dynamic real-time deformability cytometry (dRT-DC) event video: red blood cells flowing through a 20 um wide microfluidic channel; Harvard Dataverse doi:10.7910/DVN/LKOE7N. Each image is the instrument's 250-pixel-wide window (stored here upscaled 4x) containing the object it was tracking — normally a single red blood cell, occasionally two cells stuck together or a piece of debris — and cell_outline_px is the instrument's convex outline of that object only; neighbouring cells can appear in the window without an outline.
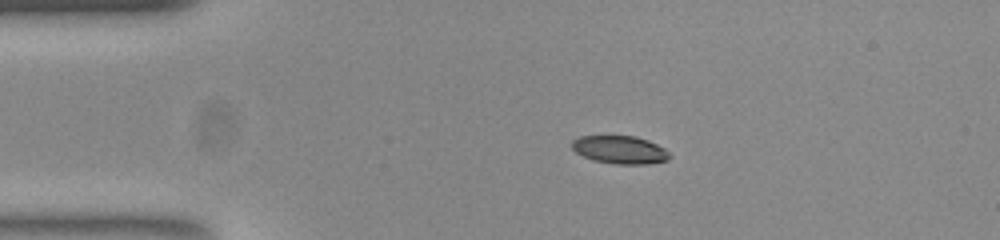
{"species": "common noctule bat (a hibernating species)", "species_latin": "Nyctalus noctula", "temperature_condition": "room temperature", "stored_images_in_passage": 44, "camera_frame_rate_fps": 3000, "um_per_image_px": 0.085, "animal": {"sex": "female", "body_mass_g": 23.0, "forearm_length_mm": 53.4}, "frame": {"image": 1, "passage_image": 1, "time_ms": 0.0, "image_size_px": [1000, 240], "cell_outline_px": [[672, 156], [668, 160], [648, 164], [616, 164], [592, 160], [576, 152], [572, 148], [572, 140], [580, 136], [636, 136], [648, 140], [664, 148]], "centroid_in_image_um": [52.71, 12.73], "position_along_channel_um": 32.3, "area_um2": 15.95}}
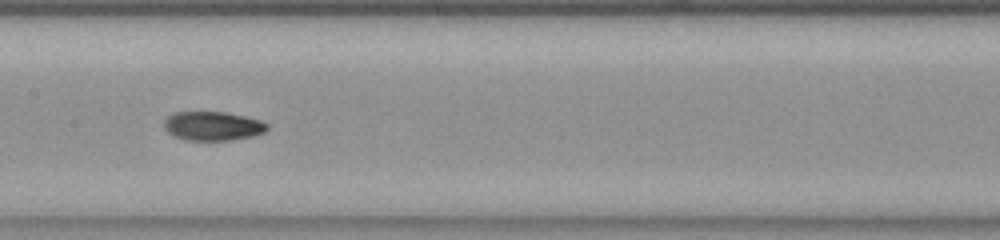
{"frame": {"image": 2, "passage_image": 17, "time_ms": 5.333, "image_size_px": [1000, 240], "cell_outline_px": [[268, 128], [264, 132], [252, 136], [232, 140], [184, 140], [172, 136], [164, 128], [164, 120], [168, 116], [176, 112], [224, 112], [244, 116], [260, 120], [268, 124]], "centroid_in_image_um": [18.06, 10.72], "position_along_channel_um": 189.3, "area_um2": 17.46}}
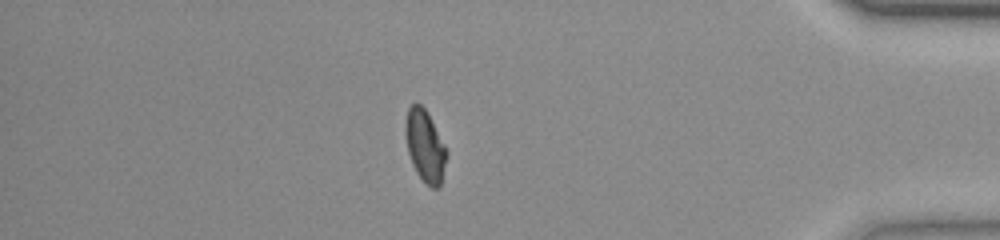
{"frame": {"image": 3, "passage_image": 37, "time_ms": 12.0, "image_size_px": [1000, 240], "cell_outline_px": [[448, 152], [440, 188], [432, 188], [416, 172], [412, 164], [408, 152], [404, 132], [404, 124], [408, 108], [412, 104], [420, 104], [428, 112]], "centroid_in_image_um": [36.12, 12.39], "position_along_channel_um": 399.1, "area_um2": 17.28}, "authors_computed_cell_mechanics": {"area_um2": 17.4556, "velocity_mm_per_s": 3.7651, "shape_relaxation_time_tau1_ms": 10.3135, "shape_relaxation_time_tau2_ms": 4.5576, "deformation_change_tau1": 0.2459, "deformation_change_tau2": 0.065}}